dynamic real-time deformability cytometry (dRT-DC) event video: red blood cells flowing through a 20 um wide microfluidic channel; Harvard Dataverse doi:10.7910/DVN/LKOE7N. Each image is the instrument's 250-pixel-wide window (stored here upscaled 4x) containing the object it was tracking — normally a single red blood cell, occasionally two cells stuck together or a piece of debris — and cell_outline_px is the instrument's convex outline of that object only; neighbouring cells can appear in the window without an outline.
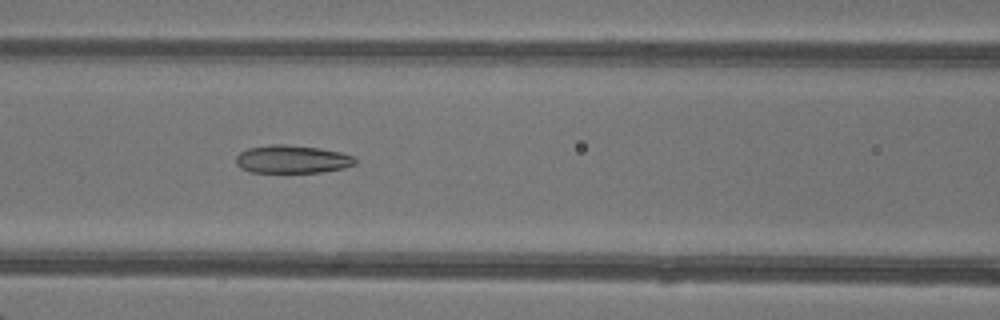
{"species": "common noctule bat (a hibernating species)", "species_latin": "Nyctalus noctula", "temperature_condition": "warm", "stored_images_in_passage": 48, "camera_frame_rate_fps": 3000, "um_per_image_px": 0.085, "animal": {"sex": "female"}, "frame": {"image": 1, "passage_image": 21, "time_ms": 6.667, "image_size_px": [1000, 320], "cell_outline_px": [[356, 164], [344, 168], [320, 172], [248, 172], [240, 168], [236, 164], [236, 156], [240, 152], [248, 148], [272, 144], [284, 144], [320, 148], [340, 152], [356, 156]], "centroid_in_image_um": [24.84, 13.53], "position_along_channel_um": 141.8, "area_um2": 19.59}}
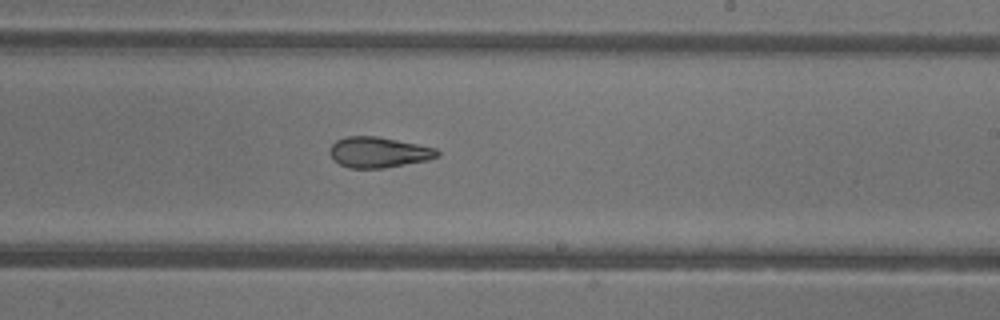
{"frame": {"image": 2, "passage_image": 29, "time_ms": 9.333, "image_size_px": [1000, 320], "cell_outline_px": [[440, 156], [428, 160], [384, 168], [348, 168], [332, 160], [328, 152], [332, 144], [336, 140], [348, 136], [376, 136], [436, 148], [440, 152]], "centroid_in_image_um": [32.15, 12.95], "position_along_channel_um": 256.8, "area_um2": 19.25}}
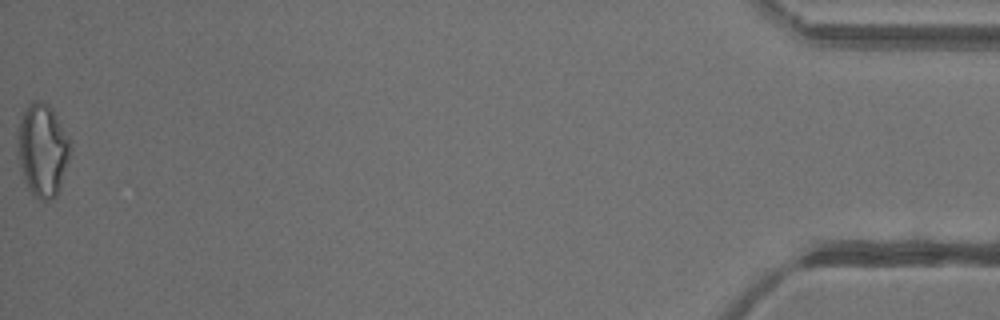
{"frame": {"image": 3, "passage_image": 48, "time_ms": 15.667, "image_size_px": [1000, 320], "cell_outline_px": [[72, 148], [60, 188], [56, 196], [52, 200], [44, 204], [32, 196], [24, 180], [20, 168], [16, 152], [16, 128], [24, 112], [32, 100], [40, 100], [48, 104], [52, 108], [72, 140]], "centroid_in_image_um": [3.61, 12.79], "position_along_channel_um": 431.6, "area_um2": 29.65}, "authors_computed_cell_mechanics": {"area_um2": 22.3108, "velocity_mm_per_s": 4.334, "shape_relaxation_time_tau1_ms": 7.8871, "shape_relaxation_time_tau2_ms": 2.7152, "deformation_change_tau1": 0.1759, "deformation_change_tau2": 0.1036}}